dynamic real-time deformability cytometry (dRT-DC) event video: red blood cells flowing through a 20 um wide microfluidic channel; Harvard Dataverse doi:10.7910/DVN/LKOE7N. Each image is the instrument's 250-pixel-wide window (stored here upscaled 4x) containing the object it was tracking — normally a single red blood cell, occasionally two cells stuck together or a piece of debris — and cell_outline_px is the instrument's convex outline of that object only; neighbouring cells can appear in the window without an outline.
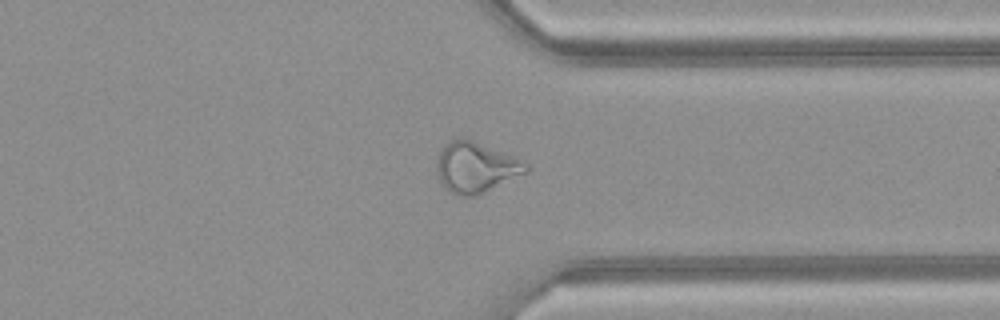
{"species": "common noctule bat (a hibernating species)", "species_latin": "Nyctalus noctula", "temperature_condition": "warm", "stored_images_in_passage": 35, "camera_frame_rate_fps": 3000, "um_per_image_px": 0.085, "animal": {"sex": "female", "body_mass_g": 21.9}, "frame": {"image": 1, "passage_image": 24, "time_ms": 7.667, "image_size_px": [1000, 320], "cell_outline_px": [[532, 168], [528, 172], [472, 196], [456, 196], [444, 188], [440, 180], [436, 168], [436, 156], [452, 140], [472, 140], [512, 156], [528, 164]], "centroid_in_image_um": [40.43, 14.25], "position_along_channel_um": 371.0, "area_um2": 25.61}}
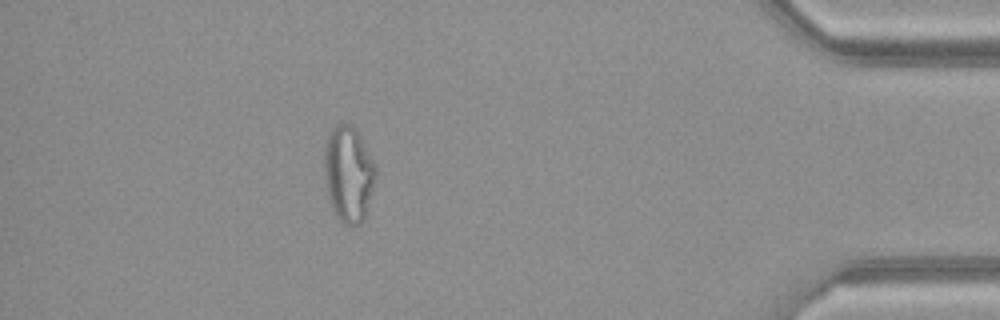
{"frame": {"image": 2, "passage_image": 30, "time_ms": 9.667, "image_size_px": [1000, 320], "cell_outline_px": [[376, 172], [364, 220], [356, 228], [344, 224], [336, 216], [332, 208], [324, 176], [324, 144], [332, 128], [336, 124], [352, 124], [360, 136], [376, 168]], "centroid_in_image_um": [29.6, 14.8], "position_along_channel_um": 405.6, "area_um2": 28.55}, "authors_computed_cell_mechanics": {"area_um2": 24.2182, "velocity_mm_per_s": 4.1802, "shape_relaxation_time_tau1_ms": null, "shape_relaxation_time_tau2_ms": 1.5032, "deformation_change_tau1": null, "deformation_change_tau2": 0.0974}}